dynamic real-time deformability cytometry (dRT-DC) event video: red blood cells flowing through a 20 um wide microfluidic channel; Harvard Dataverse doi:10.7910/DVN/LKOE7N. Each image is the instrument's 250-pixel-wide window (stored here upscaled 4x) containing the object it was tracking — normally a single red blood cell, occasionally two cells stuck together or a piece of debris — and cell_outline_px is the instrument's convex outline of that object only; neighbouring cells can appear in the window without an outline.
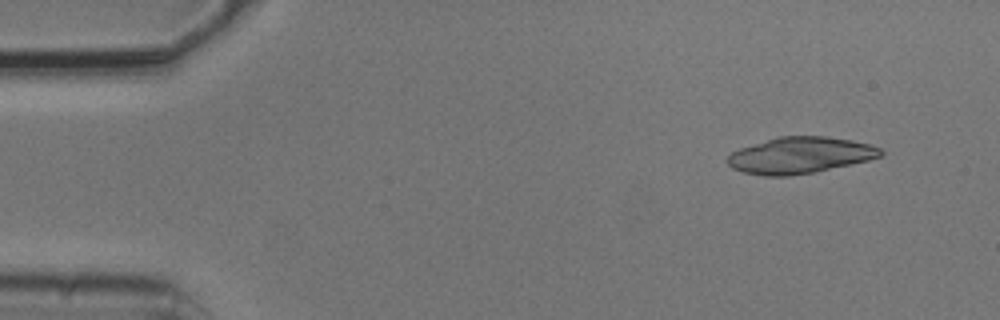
{"species": "common noctule bat (a hibernating species)", "species_latin": "Nyctalus noctula", "temperature_condition": "cold", "stored_images_in_passage": 5, "camera_frame_rate_fps": 3000, "um_per_image_px": 0.085, "animal": {"sex": "male", "body_mass_g": 20.5, "forearm_length_mm": 52.5}, "frame": {"image": 1, "passage_image": 2, "time_ms": 0.333, "image_size_px": [1000, 320], "cell_outline_px": [[884, 152], [880, 156], [868, 160], [812, 172], [788, 176], [764, 176], [744, 172], [732, 168], [728, 164], [728, 156], [732, 152], [740, 148], [780, 136], [824, 136], [852, 140], [868, 144], [880, 148]], "centroid_in_image_um": [67.99, 13.19], "position_along_channel_um": 17.0, "area_um2": 31.96}}
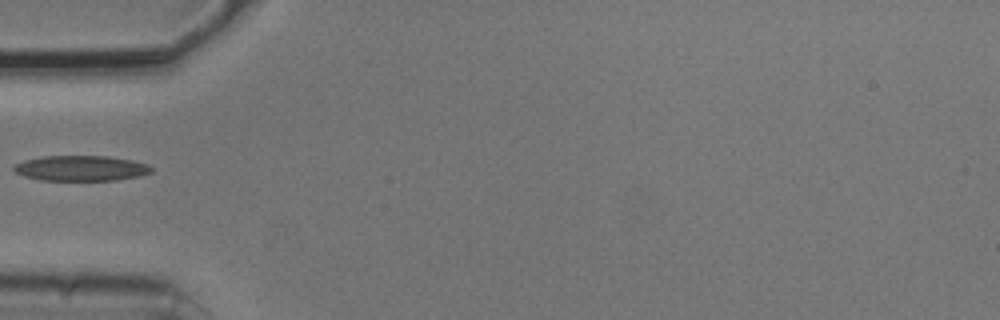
{"frame": {"image": 2, "passage_image": 5, "time_ms": 1.333, "image_size_px": [1000, 320], "cell_outline_px": [[152, 172], [136, 176], [116, 180], [40, 180], [24, 176], [16, 172], [12, 168], [16, 164], [24, 160], [40, 156], [108, 156], [132, 160], [148, 164], [152, 168]], "centroid_in_image_um": [6.86, 14.29], "position_along_channel_um": 78.1, "area_um2": 20.23}}